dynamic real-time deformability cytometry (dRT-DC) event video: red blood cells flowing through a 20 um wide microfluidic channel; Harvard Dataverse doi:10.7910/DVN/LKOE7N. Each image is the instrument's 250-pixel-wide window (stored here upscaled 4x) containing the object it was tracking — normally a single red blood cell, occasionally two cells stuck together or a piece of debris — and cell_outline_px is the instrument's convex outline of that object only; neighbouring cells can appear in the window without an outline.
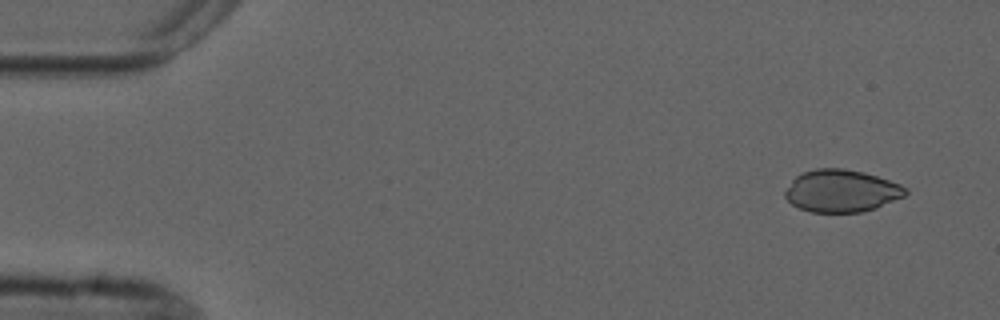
{"species": "common noctule bat (a hibernating species)", "species_latin": "Nyctalus noctula", "temperature_condition": "cold", "stored_images_in_passage": 6, "camera_frame_rate_fps": 3000, "um_per_image_px": 0.085, "animal": {"sex": "male", "forearm_length_mm": 52.5}, "frame": {"image": 1, "passage_image": 1, "time_ms": 0.0, "image_size_px": [1000, 320], "cell_outline_px": [[908, 192], [904, 196], [876, 208], [860, 212], [812, 212], [800, 208], [792, 204], [784, 196], [784, 192], [792, 180], [796, 176], [804, 172], [816, 168], [844, 168], [864, 172], [900, 184], [908, 188]], "centroid_in_image_um": [71.52, 16.22], "position_along_channel_um": 13.5, "area_um2": 29.65}}